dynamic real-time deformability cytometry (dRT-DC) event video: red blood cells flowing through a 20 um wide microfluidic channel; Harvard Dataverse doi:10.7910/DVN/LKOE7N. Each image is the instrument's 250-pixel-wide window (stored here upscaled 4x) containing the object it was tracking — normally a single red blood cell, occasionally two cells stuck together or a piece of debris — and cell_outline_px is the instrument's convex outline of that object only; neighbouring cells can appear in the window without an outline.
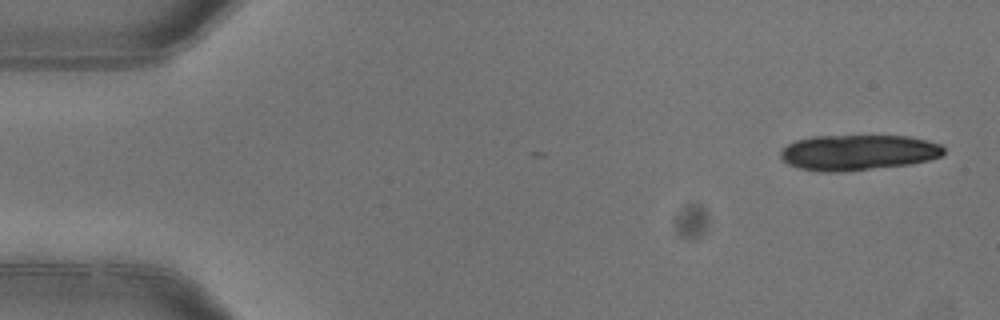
{"species": "common noctule bat (a hibernating species)", "species_latin": "Nyctalus noctula", "temperature_condition": "warm", "stored_images_in_passage": 5, "camera_frame_rate_fps": 3000, "um_per_image_px": 0.085, "animal": {"sex": "female"}, "frame": {"image": 1, "passage_image": 1, "time_ms": 0.0, "image_size_px": [1000, 320], "cell_outline_px": [[944, 152], [940, 156], [928, 160], [908, 164], [840, 172], [824, 172], [800, 168], [788, 164], [780, 156], [780, 148], [796, 140], [812, 136], [908, 136], [928, 140], [940, 144], [944, 148]], "centroid_in_image_um": [72.91, 12.95], "position_along_channel_um": 12.1, "area_um2": 33.7}}
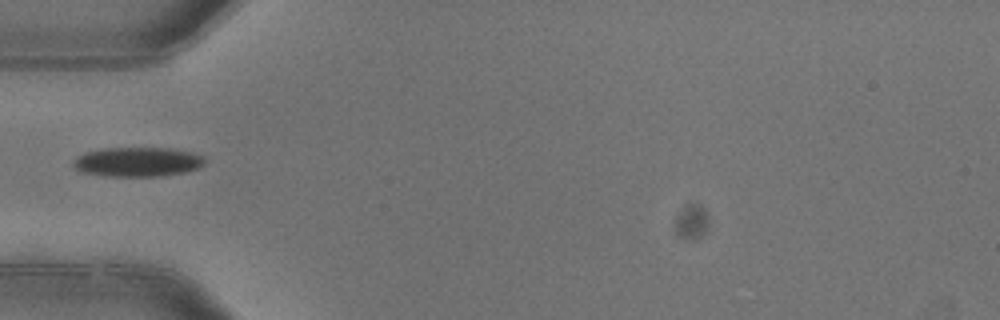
{"frame": {"image": 2, "passage_image": 4, "time_ms": 1.0, "image_size_px": [1000, 320], "cell_outline_px": [[204, 164], [200, 168], [184, 172], [160, 176], [104, 176], [80, 172], [72, 164], [72, 160], [76, 156], [84, 152], [100, 148], [168, 148], [188, 152], [204, 156]], "centroid_in_image_um": [11.63, 13.76], "position_along_channel_um": 73.4, "area_um2": 22.72}}